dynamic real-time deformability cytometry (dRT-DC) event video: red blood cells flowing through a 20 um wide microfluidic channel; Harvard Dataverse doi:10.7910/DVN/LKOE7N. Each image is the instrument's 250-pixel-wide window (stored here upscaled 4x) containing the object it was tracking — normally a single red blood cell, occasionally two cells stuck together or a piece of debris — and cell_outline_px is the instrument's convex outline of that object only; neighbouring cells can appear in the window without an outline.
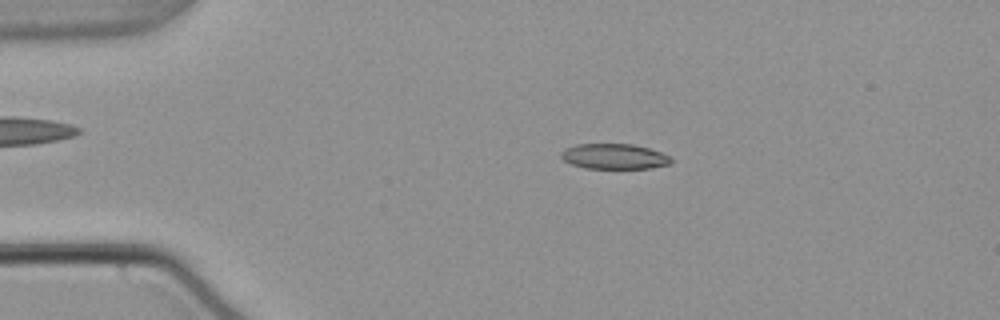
{"species": "common noctule bat (a hibernating species)", "species_latin": "Nyctalus noctula", "temperature_condition": "warm", "stored_images_in_passage": 54, "camera_frame_rate_fps": 3000, "um_per_image_px": 0.085, "animal": {"sex": "male", "body_mass_g": 21.5, "forearm_length_mm": 52.0}, "frame": {"image": 1, "passage_image": 11, "time_ms": 3.333, "image_size_px": [1000, 320], "cell_outline_px": [[672, 160], [668, 164], [652, 168], [584, 168], [572, 164], [564, 160], [560, 156], [560, 152], [564, 148], [576, 144], [632, 144], [648, 148], [660, 152], [668, 156]], "centroid_in_image_um": [52.15, 13.29], "position_along_channel_um": 32.8, "area_um2": 16.13}}
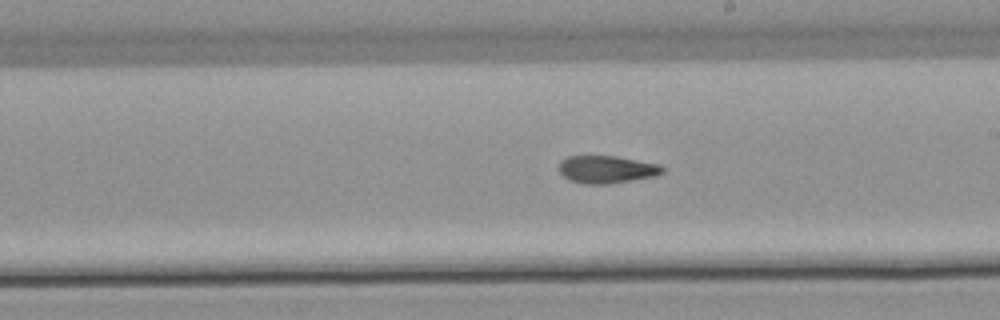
{"frame": {"image": 2, "passage_image": 31, "time_ms": 10.0, "image_size_px": [1000, 320], "cell_outline_px": [[664, 172], [656, 176], [608, 184], [584, 184], [568, 180], [560, 172], [560, 160], [568, 156], [616, 156], [660, 164], [664, 168]], "centroid_in_image_um": [51.58, 14.4], "position_along_channel_um": 237.4, "area_um2": 16.7}}
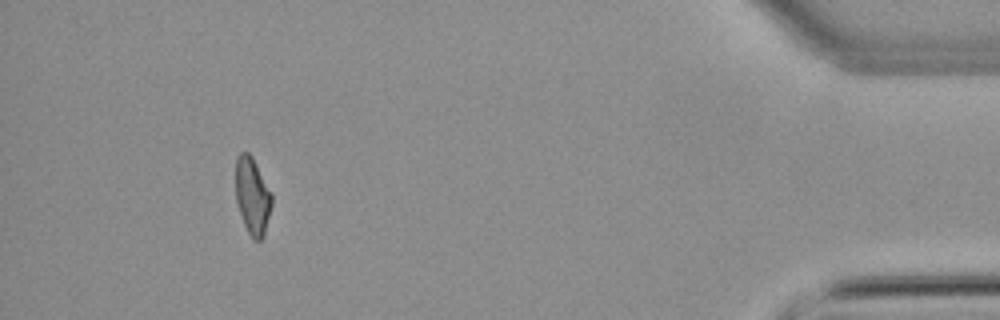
{"frame": {"image": 3, "passage_image": 50, "time_ms": 16.333, "image_size_px": [1000, 320], "cell_outline_px": [[272, 204], [264, 236], [260, 240], [252, 240], [244, 224], [236, 200], [236, 156], [240, 152], [248, 152], [252, 156], [272, 192]], "centroid_in_image_um": [21.47, 16.65], "position_along_channel_um": 413.7, "area_um2": 16.3}, "authors_computed_cell_mechanics": {"area_um2": 16.8198, "velocity_mm_per_s": 3.796, "shape_relaxation_time_tau1_ms": null, "shape_relaxation_time_tau2_ms": 4.5742, "deformation_change_tau1": null, "deformation_change_tau2": 0.1283}}